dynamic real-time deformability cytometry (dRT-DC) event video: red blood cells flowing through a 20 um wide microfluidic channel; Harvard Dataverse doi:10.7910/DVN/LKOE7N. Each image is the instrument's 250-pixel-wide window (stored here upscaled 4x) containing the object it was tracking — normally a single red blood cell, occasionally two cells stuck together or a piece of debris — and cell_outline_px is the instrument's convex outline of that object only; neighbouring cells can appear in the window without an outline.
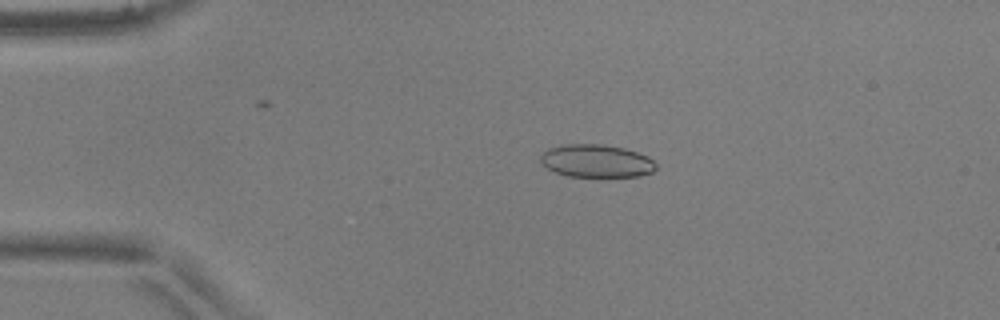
{"species": "common noctule bat (a hibernating species)", "species_latin": "Nyctalus noctula", "temperature_condition": "warm", "stored_images_in_passage": 51, "camera_frame_rate_fps": 3000, "um_per_image_px": 0.085, "animal": {"sex": "male", "body_mass_g": 17.9, "forearm_length_mm": 54.2}, "frame": {"image": 1, "passage_image": 11, "time_ms": 3.333, "image_size_px": [1000, 320], "cell_outline_px": [[656, 168], [652, 172], [640, 176], [568, 176], [556, 172], [540, 164], [540, 156], [548, 148], [564, 144], [604, 144], [624, 148], [648, 156], [656, 164]], "centroid_in_image_um": [50.68, 13.67], "position_along_channel_um": 34.3, "area_um2": 22.08}}
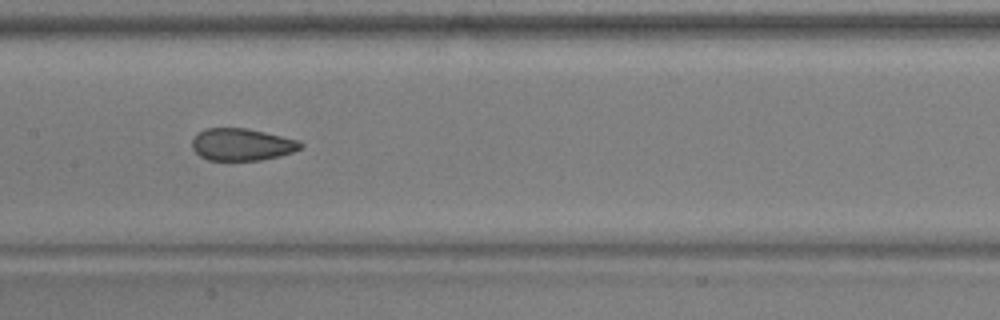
{"frame": {"image": 2, "passage_image": 26, "time_ms": 8.333, "image_size_px": [1000, 320], "cell_outline_px": [[304, 144], [300, 148], [292, 152], [280, 156], [260, 160], [208, 160], [200, 156], [192, 148], [192, 140], [204, 128], [248, 128], [300, 140]], "centroid_in_image_um": [20.58, 12.28], "position_along_channel_um": 186.8, "area_um2": 20.35}}
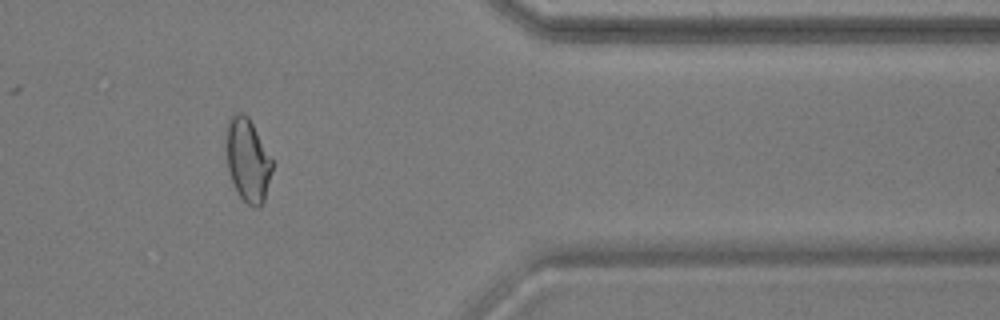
{"frame": {"image": 3, "passage_image": 43, "time_ms": 14.0, "image_size_px": [1000, 320], "cell_outline_px": [[272, 168], [264, 200], [260, 208], [256, 208], [248, 204], [240, 196], [232, 180], [228, 168], [228, 120], [236, 112], [244, 112], [248, 116], [272, 156]], "centroid_in_image_um": [21.1, 13.6], "position_along_channel_um": 390.3, "area_um2": 21.85}, "authors_computed_cell_mechanics": {"area_um2": 22.3108, "velocity_mm_per_s": 3.9221, "shape_relaxation_time_tau1_ms": null, "shape_relaxation_time_tau2_ms": 0.955, "deformation_change_tau1": null, "deformation_change_tau2": 0.0635}}